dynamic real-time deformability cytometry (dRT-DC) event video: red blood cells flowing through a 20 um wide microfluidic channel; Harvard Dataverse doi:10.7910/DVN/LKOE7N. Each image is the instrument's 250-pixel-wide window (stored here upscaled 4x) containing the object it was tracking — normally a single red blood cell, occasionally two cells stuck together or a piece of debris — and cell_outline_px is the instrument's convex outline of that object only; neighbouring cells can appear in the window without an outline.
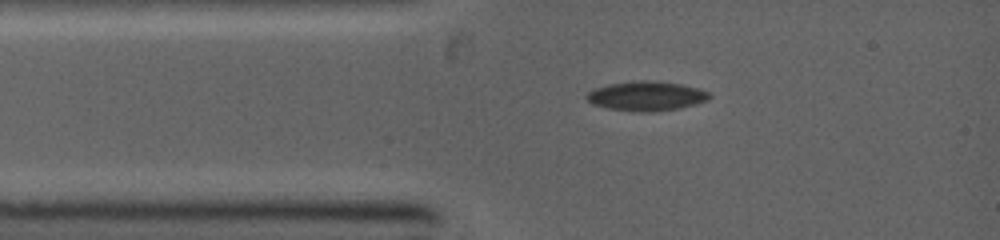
{"species": "common noctule bat (a hibernating species)", "species_latin": "Nyctalus noctula", "temperature_condition": "warm", "stored_images_in_passage": 5, "camera_frame_rate_fps": 5000, "um_per_image_px": 0.085, "animal": {"sex": "female", "body_mass_g": 19.0, "forearm_length_mm": 53.3}, "frame": {"image": 1, "passage_image": 1, "time_ms": 0.0, "image_size_px": [1000, 240], "cell_outline_px": [[712, 96], [708, 100], [696, 104], [680, 108], [652, 112], [640, 112], [608, 108], [592, 104], [584, 96], [588, 92], [596, 88], [608, 84], [636, 80], [652, 80], [680, 84], [696, 88], [708, 92]], "centroid_in_image_um": [54.94, 8.16], "position_along_channel_um": 30.1, "area_um2": 21.1}}
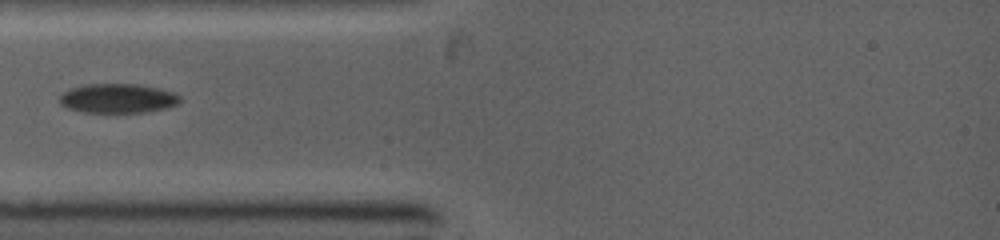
{"frame": {"image": 2, "passage_image": 3, "time_ms": 1.2, "image_size_px": [1000, 240], "cell_outline_px": [[180, 100], [176, 104], [164, 108], [144, 112], [84, 112], [68, 108], [60, 104], [60, 96], [64, 92], [72, 88], [88, 84], [136, 84], [156, 88], [172, 92], [180, 96]], "centroid_in_image_um": [9.99, 8.36], "position_along_channel_um": 75.0, "area_um2": 20.17}}
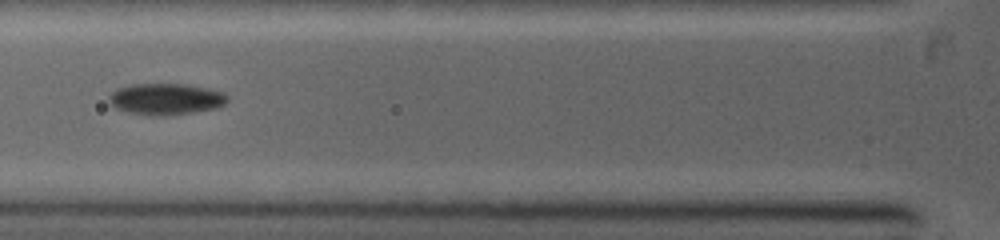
{"frame": {"image": 3, "passage_image": 4, "time_ms": 2.0, "image_size_px": [1000, 240], "cell_outline_px": [[228, 100], [224, 104], [216, 108], [192, 112], [164, 116], [152, 116], [128, 112], [116, 108], [108, 100], [108, 96], [116, 88], [132, 84], [188, 84], [208, 88], [224, 92], [228, 96]], "centroid_in_image_um": [14.1, 8.41], "position_along_channel_um": 111.7, "area_um2": 21.79}}